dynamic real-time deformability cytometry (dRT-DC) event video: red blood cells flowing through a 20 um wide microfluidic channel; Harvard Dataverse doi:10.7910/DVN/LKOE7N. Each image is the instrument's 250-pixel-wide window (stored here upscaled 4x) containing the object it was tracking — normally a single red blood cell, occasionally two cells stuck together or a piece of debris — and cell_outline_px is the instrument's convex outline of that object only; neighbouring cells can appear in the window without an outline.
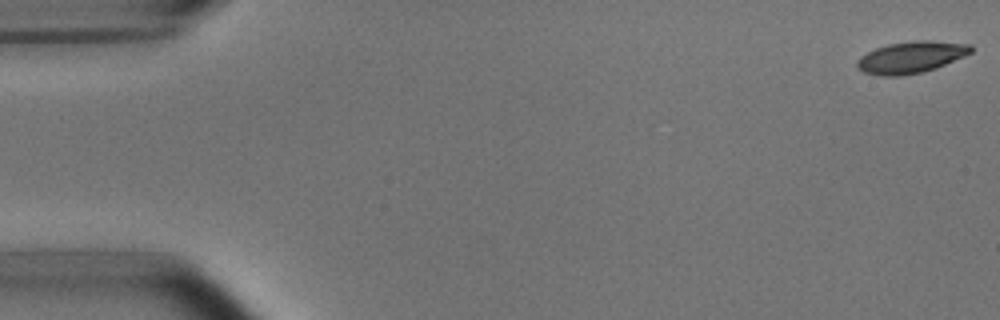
{"species": "common noctule bat (a hibernating species)", "species_latin": "Nyctalus noctula", "temperature_condition": "room temperature", "stored_images_in_passage": 11, "camera_frame_rate_fps": 3000, "um_per_image_px": 0.085, "animal": {"sex": "male", "body_mass_g": 15.6}, "frame": {"image": 1, "passage_image": 1, "time_ms": 0.0, "image_size_px": [1000, 320], "cell_outline_px": [[972, 52], [964, 56], [936, 68], [924, 72], [900, 76], [880, 76], [864, 72], [856, 68], [856, 60], [860, 56], [876, 48], [888, 44], [916, 40], [928, 40], [972, 44]], "centroid_in_image_um": [77.42, 4.87], "position_along_channel_um": 7.6, "area_um2": 21.15}}